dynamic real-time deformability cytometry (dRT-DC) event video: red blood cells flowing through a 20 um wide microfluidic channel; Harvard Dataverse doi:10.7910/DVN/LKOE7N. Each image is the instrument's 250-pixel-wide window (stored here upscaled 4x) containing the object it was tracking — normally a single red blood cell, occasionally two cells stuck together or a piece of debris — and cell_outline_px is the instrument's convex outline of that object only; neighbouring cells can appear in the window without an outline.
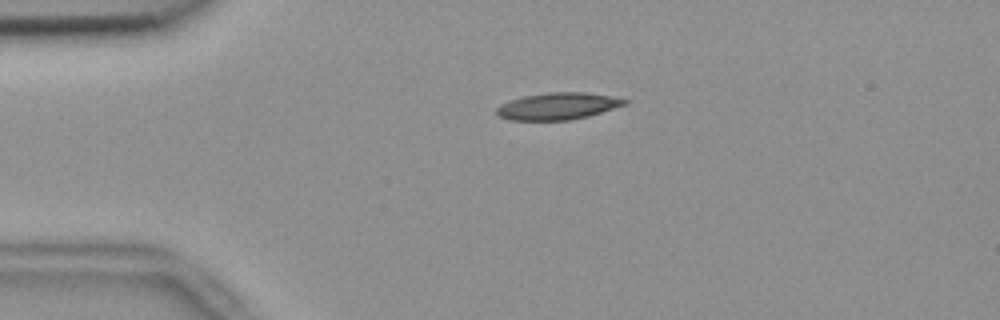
{"species": "common noctule bat (a hibernating species)", "species_latin": "Nyctalus noctula", "temperature_condition": "room temperature", "stored_images_in_passage": 54, "camera_frame_rate_fps": 3000, "um_per_image_px": 0.085, "animal": {"sex": "female", "body_mass_g": 18.4}, "frame": {"image": 1, "passage_image": 12, "time_ms": 3.667, "image_size_px": [1000, 320], "cell_outline_px": [[628, 104], [588, 116], [572, 120], [508, 120], [496, 116], [496, 108], [500, 104], [524, 96], [548, 92], [584, 92], [608, 96], [628, 100]], "centroid_in_image_um": [47.38, 9.03], "position_along_channel_um": 37.6, "area_um2": 20.06}}
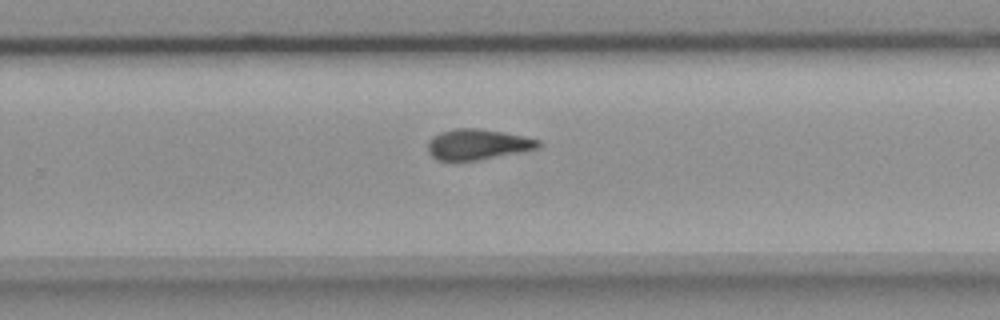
{"frame": {"image": 2, "passage_image": 35, "time_ms": 11.333, "image_size_px": [1000, 320], "cell_outline_px": [[544, 144], [540, 148], [476, 160], [436, 160], [428, 152], [428, 140], [432, 136], [440, 132], [456, 128], [476, 128], [524, 136], [540, 140]], "centroid_in_image_um": [40.6, 12.27], "position_along_channel_um": 289.2, "area_um2": 19.59}}
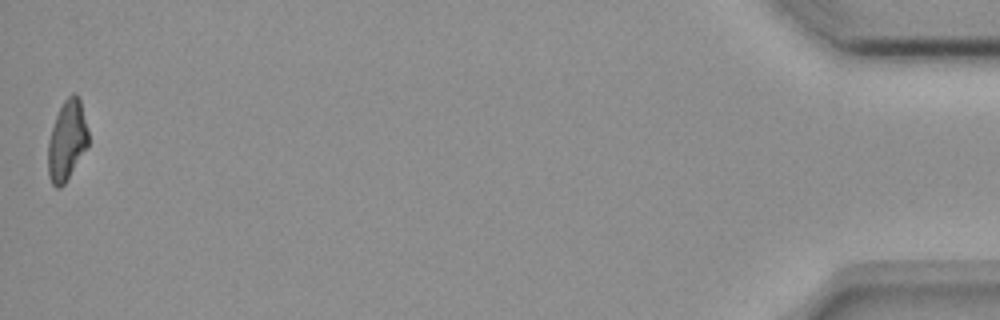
{"frame": {"image": 3, "passage_image": 54, "time_ms": 17.667, "image_size_px": [1000, 320], "cell_outline_px": [[88, 148], [64, 184], [60, 188], [56, 188], [52, 184], [48, 176], [48, 140], [56, 116], [64, 100], [72, 92], [76, 92], [80, 96], [88, 132]], "centroid_in_image_um": [5.7, 11.93], "position_along_channel_um": 429.5, "area_um2": 19.02}, "authors_computed_cell_mechanics": {"area_um2": 19.7676, "velocity_mm_per_s": 3.7101, "shape_relaxation_time_tau1_ms": null, "shape_relaxation_time_tau2_ms": 7.799, "deformation_change_tau1": null, "deformation_change_tau2": 0.1775}}